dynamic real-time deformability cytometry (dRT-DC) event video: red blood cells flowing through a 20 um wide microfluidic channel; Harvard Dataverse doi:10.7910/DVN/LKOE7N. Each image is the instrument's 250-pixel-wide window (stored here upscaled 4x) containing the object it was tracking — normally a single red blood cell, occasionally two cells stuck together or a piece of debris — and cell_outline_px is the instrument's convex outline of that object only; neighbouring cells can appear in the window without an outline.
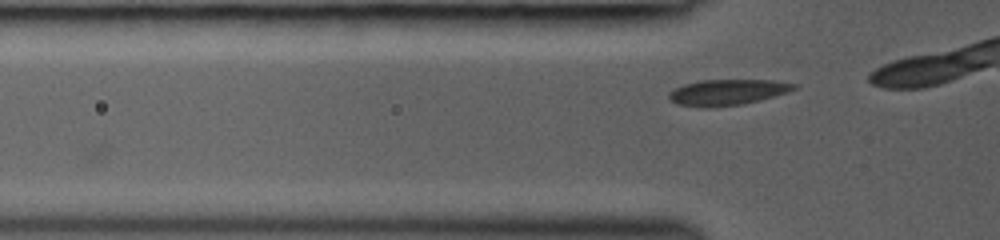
{"species": "common noctule bat (a hibernating species)", "species_latin": "Nyctalus noctula", "temperature_condition": "room temperature", "stored_images_in_passage": 3, "camera_frame_rate_fps": 3000, "um_per_image_px": 0.085, "animal": {"sex": "female", "body_mass_g": 19.0, "forearm_length_mm": 53.3}, "frame": {"image": 1, "passage_image": 3, "time_ms": 1.667, "image_size_px": [1000, 240], "cell_outline_px": [[800, 84], [796, 88], [760, 100], [744, 104], [708, 108], [700, 108], [676, 104], [668, 100], [668, 92], [684, 84], [700, 80], [772, 80]], "centroid_in_image_um": [61.76, 7.85], "position_along_channel_um": 64.0, "area_um2": 18.96}}